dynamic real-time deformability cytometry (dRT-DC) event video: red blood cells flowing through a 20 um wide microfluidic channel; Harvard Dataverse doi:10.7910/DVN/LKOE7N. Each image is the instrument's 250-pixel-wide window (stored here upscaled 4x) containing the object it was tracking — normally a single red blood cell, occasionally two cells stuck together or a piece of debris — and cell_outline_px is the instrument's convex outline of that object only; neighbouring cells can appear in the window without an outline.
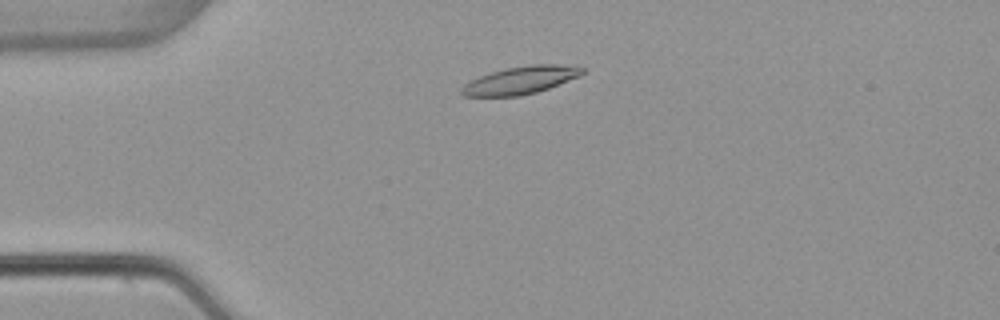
{"species": "common noctule bat (a hibernating species)", "species_latin": "Nyctalus noctula", "temperature_condition": "warm", "stored_images_in_passage": 47, "camera_frame_rate_fps": 3000, "um_per_image_px": 0.085, "animal": {"sex": "female", "body_mass_g": 22.7, "forearm_length_mm": 54.2}, "frame": {"image": 1, "passage_image": 7, "time_ms": 2.0, "image_size_px": [1000, 320], "cell_outline_px": [[588, 72], [580, 76], [548, 88], [536, 92], [520, 96], [464, 96], [460, 92], [460, 88], [464, 84], [480, 76], [504, 68], [532, 64], [560, 64], [584, 68]], "centroid_in_image_um": [44.27, 6.81], "position_along_channel_um": 40.7, "area_um2": 19.48}}
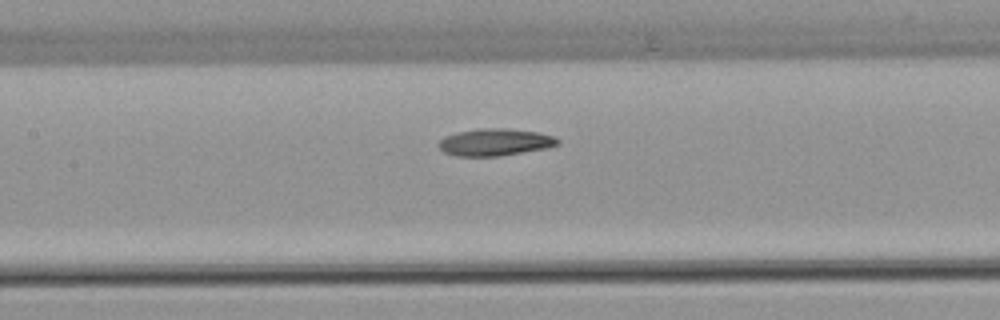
{"frame": {"image": 2, "passage_image": 19, "time_ms": 6.0, "image_size_px": [1000, 320], "cell_outline_px": [[560, 144], [548, 148], [500, 156], [456, 156], [444, 152], [436, 144], [444, 136], [456, 132], [480, 128], [508, 128], [540, 132], [552, 136], [560, 140]], "centroid_in_image_um": [42.08, 12.08], "position_along_channel_um": 165.3, "area_um2": 19.07}}
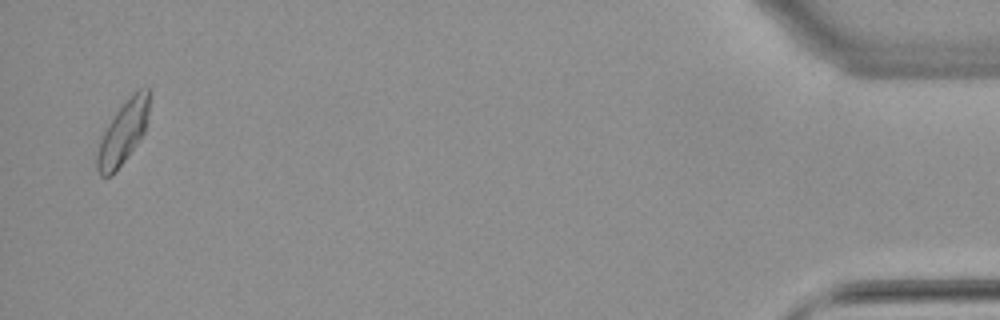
{"frame": {"image": 3, "passage_image": 46, "time_ms": 15.0, "image_size_px": [1000, 320], "cell_outline_px": [[152, 92], [144, 132], [136, 144], [116, 172], [112, 176], [100, 176], [96, 168], [96, 156], [100, 140], [104, 132], [116, 112], [140, 88], [152, 88]], "centroid_in_image_um": [10.47, 11.29], "position_along_channel_um": 424.7, "area_um2": 18.79}, "authors_computed_cell_mechanics": {"area_um2": 18.6694, "velocity_mm_per_s": 3.844, "shape_relaxation_time_tau1_ms": 5.0946, "shape_relaxation_time_tau2_ms": null, "deformation_change_tau1": 0.1693, "deformation_change_tau2": null}}